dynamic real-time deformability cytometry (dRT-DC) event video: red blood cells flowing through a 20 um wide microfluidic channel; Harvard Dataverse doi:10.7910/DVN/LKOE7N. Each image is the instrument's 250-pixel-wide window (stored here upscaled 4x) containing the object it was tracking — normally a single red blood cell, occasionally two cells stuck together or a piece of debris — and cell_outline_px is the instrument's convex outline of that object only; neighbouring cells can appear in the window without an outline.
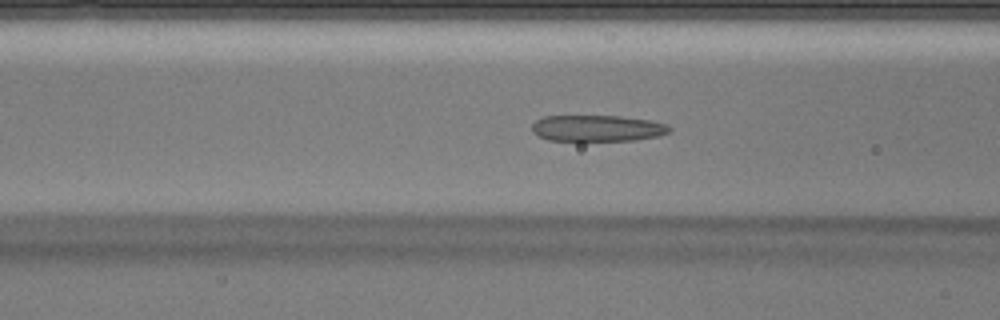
{"species": "Egyptian fruit bat (a non-hibernating species)", "species_latin": "Rousettus aegyptiacus", "temperature_condition": "warm", "stored_images_in_passage": 45, "camera_frame_rate_fps": 3000, "um_per_image_px": 0.085, "animal": {"sex": "male"}, "frame": {"image": 1, "passage_image": 17, "time_ms": 5.333, "image_size_px": [1000, 320], "cell_outline_px": [[672, 132], [660, 136], [636, 140], [548, 140], [532, 132], [532, 124], [536, 120], [544, 116], [620, 116], [648, 120], [668, 124], [672, 128]], "centroid_in_image_um": [50.82, 10.9], "position_along_channel_um": 115.8, "area_um2": 21.1}}
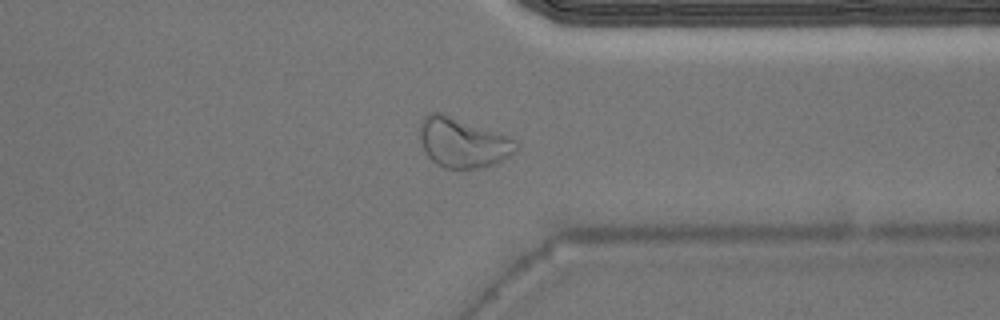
{"frame": {"image": 2, "passage_image": 34, "time_ms": 11.0, "image_size_px": [1000, 320], "cell_outline_px": [[520, 148], [496, 164], [484, 168], [444, 168], [436, 164], [428, 156], [420, 140], [420, 124], [424, 116], [432, 112], [440, 112], [512, 136], [520, 144]], "centroid_in_image_um": [39.4, 12.12], "position_along_channel_um": 372.0, "area_um2": 28.26}}
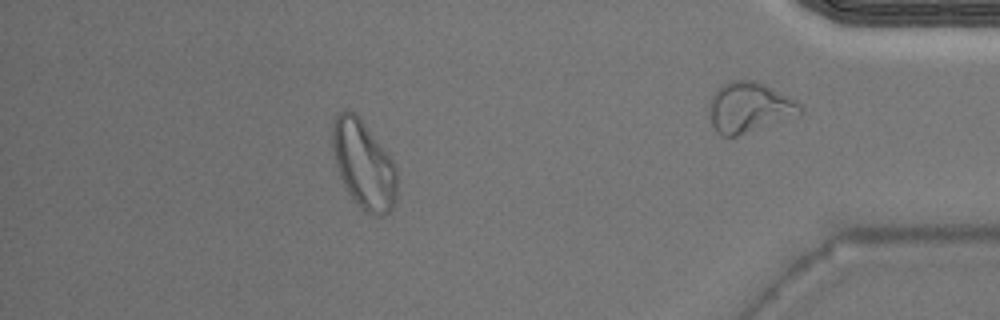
{"frame": {"image": 3, "passage_image": 39, "time_ms": 12.667, "image_size_px": [1000, 320], "cell_outline_px": [[396, 200], [392, 208], [384, 216], [380, 216], [368, 212], [360, 208], [344, 184], [340, 176], [336, 164], [332, 148], [332, 124], [336, 116], [344, 108], [348, 108], [360, 120], [392, 160], [396, 168]], "centroid_in_image_um": [30.89, 14.0], "position_along_channel_um": 404.3, "area_um2": 32.31}}